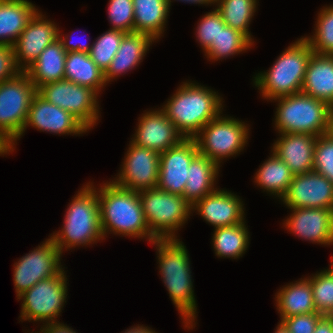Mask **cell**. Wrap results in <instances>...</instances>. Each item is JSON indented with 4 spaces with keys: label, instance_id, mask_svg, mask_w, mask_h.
Wrapping results in <instances>:
<instances>
[{
    "label": "cell",
    "instance_id": "2",
    "mask_svg": "<svg viewBox=\"0 0 333 333\" xmlns=\"http://www.w3.org/2000/svg\"><path fill=\"white\" fill-rule=\"evenodd\" d=\"M99 185L97 194L104 238L115 234L146 239L150 243L157 239L149 230L137 191L120 187L112 179Z\"/></svg>",
    "mask_w": 333,
    "mask_h": 333
},
{
    "label": "cell",
    "instance_id": "43",
    "mask_svg": "<svg viewBox=\"0 0 333 333\" xmlns=\"http://www.w3.org/2000/svg\"><path fill=\"white\" fill-rule=\"evenodd\" d=\"M34 333H78L73 328L67 326V324L58 322H49L41 325L40 331Z\"/></svg>",
    "mask_w": 333,
    "mask_h": 333
},
{
    "label": "cell",
    "instance_id": "39",
    "mask_svg": "<svg viewBox=\"0 0 333 333\" xmlns=\"http://www.w3.org/2000/svg\"><path fill=\"white\" fill-rule=\"evenodd\" d=\"M225 25V22L216 8H213V11L203 15L198 22L195 32L196 40L202 50L205 51L212 44V41L216 40L220 28H223Z\"/></svg>",
    "mask_w": 333,
    "mask_h": 333
},
{
    "label": "cell",
    "instance_id": "33",
    "mask_svg": "<svg viewBox=\"0 0 333 333\" xmlns=\"http://www.w3.org/2000/svg\"><path fill=\"white\" fill-rule=\"evenodd\" d=\"M254 44L245 34L225 25L220 28L216 40H213L212 44L203 52L209 61H220L224 58L226 60L228 56L244 53Z\"/></svg>",
    "mask_w": 333,
    "mask_h": 333
},
{
    "label": "cell",
    "instance_id": "25",
    "mask_svg": "<svg viewBox=\"0 0 333 333\" xmlns=\"http://www.w3.org/2000/svg\"><path fill=\"white\" fill-rule=\"evenodd\" d=\"M37 11L29 0H0V45L13 46Z\"/></svg>",
    "mask_w": 333,
    "mask_h": 333
},
{
    "label": "cell",
    "instance_id": "48",
    "mask_svg": "<svg viewBox=\"0 0 333 333\" xmlns=\"http://www.w3.org/2000/svg\"><path fill=\"white\" fill-rule=\"evenodd\" d=\"M273 333H290V332L285 328V326L281 322H279Z\"/></svg>",
    "mask_w": 333,
    "mask_h": 333
},
{
    "label": "cell",
    "instance_id": "49",
    "mask_svg": "<svg viewBox=\"0 0 333 333\" xmlns=\"http://www.w3.org/2000/svg\"><path fill=\"white\" fill-rule=\"evenodd\" d=\"M331 272H332V274H333V256H331V264H330V266H329V268H328Z\"/></svg>",
    "mask_w": 333,
    "mask_h": 333
},
{
    "label": "cell",
    "instance_id": "21",
    "mask_svg": "<svg viewBox=\"0 0 333 333\" xmlns=\"http://www.w3.org/2000/svg\"><path fill=\"white\" fill-rule=\"evenodd\" d=\"M317 136L302 133L279 134L271 151L290 168L293 175L313 171Z\"/></svg>",
    "mask_w": 333,
    "mask_h": 333
},
{
    "label": "cell",
    "instance_id": "36",
    "mask_svg": "<svg viewBox=\"0 0 333 333\" xmlns=\"http://www.w3.org/2000/svg\"><path fill=\"white\" fill-rule=\"evenodd\" d=\"M311 283L316 311L333 316V274L327 268L306 277Z\"/></svg>",
    "mask_w": 333,
    "mask_h": 333
},
{
    "label": "cell",
    "instance_id": "13",
    "mask_svg": "<svg viewBox=\"0 0 333 333\" xmlns=\"http://www.w3.org/2000/svg\"><path fill=\"white\" fill-rule=\"evenodd\" d=\"M160 154L130 141L114 183L132 191L156 188L159 180Z\"/></svg>",
    "mask_w": 333,
    "mask_h": 333
},
{
    "label": "cell",
    "instance_id": "42",
    "mask_svg": "<svg viewBox=\"0 0 333 333\" xmlns=\"http://www.w3.org/2000/svg\"><path fill=\"white\" fill-rule=\"evenodd\" d=\"M71 36H72L71 34L64 35L60 32V30L58 31V40L61 42L66 52H76V51L86 52V53L90 52L93 44L90 43L87 44V42L85 43L84 41L74 43L73 37L71 38ZM87 39H89V37Z\"/></svg>",
    "mask_w": 333,
    "mask_h": 333
},
{
    "label": "cell",
    "instance_id": "26",
    "mask_svg": "<svg viewBox=\"0 0 333 333\" xmlns=\"http://www.w3.org/2000/svg\"><path fill=\"white\" fill-rule=\"evenodd\" d=\"M220 167L200 153L192 159L183 192V197L191 205L217 189L216 178L219 175Z\"/></svg>",
    "mask_w": 333,
    "mask_h": 333
},
{
    "label": "cell",
    "instance_id": "6",
    "mask_svg": "<svg viewBox=\"0 0 333 333\" xmlns=\"http://www.w3.org/2000/svg\"><path fill=\"white\" fill-rule=\"evenodd\" d=\"M274 127L279 134L320 136L328 132L329 105L302 92L274 99Z\"/></svg>",
    "mask_w": 333,
    "mask_h": 333
},
{
    "label": "cell",
    "instance_id": "47",
    "mask_svg": "<svg viewBox=\"0 0 333 333\" xmlns=\"http://www.w3.org/2000/svg\"><path fill=\"white\" fill-rule=\"evenodd\" d=\"M333 137V105L329 107L328 132Z\"/></svg>",
    "mask_w": 333,
    "mask_h": 333
},
{
    "label": "cell",
    "instance_id": "10",
    "mask_svg": "<svg viewBox=\"0 0 333 333\" xmlns=\"http://www.w3.org/2000/svg\"><path fill=\"white\" fill-rule=\"evenodd\" d=\"M65 272L63 269L59 274L39 281L17 297L18 301L22 300L20 321L58 322L68 295Z\"/></svg>",
    "mask_w": 333,
    "mask_h": 333
},
{
    "label": "cell",
    "instance_id": "38",
    "mask_svg": "<svg viewBox=\"0 0 333 333\" xmlns=\"http://www.w3.org/2000/svg\"><path fill=\"white\" fill-rule=\"evenodd\" d=\"M313 171L322 174L333 183V137L328 133L317 137Z\"/></svg>",
    "mask_w": 333,
    "mask_h": 333
},
{
    "label": "cell",
    "instance_id": "12",
    "mask_svg": "<svg viewBox=\"0 0 333 333\" xmlns=\"http://www.w3.org/2000/svg\"><path fill=\"white\" fill-rule=\"evenodd\" d=\"M62 256L49 237L36 249L14 262L13 282L16 296H20L39 281L59 274L65 268L61 265Z\"/></svg>",
    "mask_w": 333,
    "mask_h": 333
},
{
    "label": "cell",
    "instance_id": "29",
    "mask_svg": "<svg viewBox=\"0 0 333 333\" xmlns=\"http://www.w3.org/2000/svg\"><path fill=\"white\" fill-rule=\"evenodd\" d=\"M64 79L81 86L89 87L98 94L107 85L104 72L86 52H67Z\"/></svg>",
    "mask_w": 333,
    "mask_h": 333
},
{
    "label": "cell",
    "instance_id": "14",
    "mask_svg": "<svg viewBox=\"0 0 333 333\" xmlns=\"http://www.w3.org/2000/svg\"><path fill=\"white\" fill-rule=\"evenodd\" d=\"M36 128L38 131L54 133L58 135H83L89 130L72 114L60 107L47 102L38 93L31 101L27 120L22 131V135L8 148V152L15 150L17 141L22 138L27 127ZM83 133V134H82Z\"/></svg>",
    "mask_w": 333,
    "mask_h": 333
},
{
    "label": "cell",
    "instance_id": "22",
    "mask_svg": "<svg viewBox=\"0 0 333 333\" xmlns=\"http://www.w3.org/2000/svg\"><path fill=\"white\" fill-rule=\"evenodd\" d=\"M301 92L333 105V55L311 54Z\"/></svg>",
    "mask_w": 333,
    "mask_h": 333
},
{
    "label": "cell",
    "instance_id": "37",
    "mask_svg": "<svg viewBox=\"0 0 333 333\" xmlns=\"http://www.w3.org/2000/svg\"><path fill=\"white\" fill-rule=\"evenodd\" d=\"M108 19L112 24L110 29L125 33L134 32V6L132 0H109Z\"/></svg>",
    "mask_w": 333,
    "mask_h": 333
},
{
    "label": "cell",
    "instance_id": "27",
    "mask_svg": "<svg viewBox=\"0 0 333 333\" xmlns=\"http://www.w3.org/2000/svg\"><path fill=\"white\" fill-rule=\"evenodd\" d=\"M275 301L281 321L287 317L317 312L311 283L305 277L282 286L275 295Z\"/></svg>",
    "mask_w": 333,
    "mask_h": 333
},
{
    "label": "cell",
    "instance_id": "18",
    "mask_svg": "<svg viewBox=\"0 0 333 333\" xmlns=\"http://www.w3.org/2000/svg\"><path fill=\"white\" fill-rule=\"evenodd\" d=\"M138 119L137 128L130 141L139 147L160 154L185 139L160 108L146 111Z\"/></svg>",
    "mask_w": 333,
    "mask_h": 333
},
{
    "label": "cell",
    "instance_id": "5",
    "mask_svg": "<svg viewBox=\"0 0 333 333\" xmlns=\"http://www.w3.org/2000/svg\"><path fill=\"white\" fill-rule=\"evenodd\" d=\"M313 50L302 36L290 44L269 70L256 73L253 85L267 101L300 93Z\"/></svg>",
    "mask_w": 333,
    "mask_h": 333
},
{
    "label": "cell",
    "instance_id": "32",
    "mask_svg": "<svg viewBox=\"0 0 333 333\" xmlns=\"http://www.w3.org/2000/svg\"><path fill=\"white\" fill-rule=\"evenodd\" d=\"M257 5V0H215V8L225 24L245 34L253 43L249 25Z\"/></svg>",
    "mask_w": 333,
    "mask_h": 333
},
{
    "label": "cell",
    "instance_id": "41",
    "mask_svg": "<svg viewBox=\"0 0 333 333\" xmlns=\"http://www.w3.org/2000/svg\"><path fill=\"white\" fill-rule=\"evenodd\" d=\"M22 70L17 66L14 48L11 45H0V83L17 76Z\"/></svg>",
    "mask_w": 333,
    "mask_h": 333
},
{
    "label": "cell",
    "instance_id": "23",
    "mask_svg": "<svg viewBox=\"0 0 333 333\" xmlns=\"http://www.w3.org/2000/svg\"><path fill=\"white\" fill-rule=\"evenodd\" d=\"M156 42L151 36L143 33H127L107 71L104 73L106 83L135 69L143 61L150 45Z\"/></svg>",
    "mask_w": 333,
    "mask_h": 333
},
{
    "label": "cell",
    "instance_id": "4",
    "mask_svg": "<svg viewBox=\"0 0 333 333\" xmlns=\"http://www.w3.org/2000/svg\"><path fill=\"white\" fill-rule=\"evenodd\" d=\"M93 184L87 182L78 190L66 209L61 230L50 234L61 254L64 249L91 246L105 239L100 223L97 187Z\"/></svg>",
    "mask_w": 333,
    "mask_h": 333
},
{
    "label": "cell",
    "instance_id": "45",
    "mask_svg": "<svg viewBox=\"0 0 333 333\" xmlns=\"http://www.w3.org/2000/svg\"><path fill=\"white\" fill-rule=\"evenodd\" d=\"M122 333H158V332H155V330L151 329L150 327L138 324L133 327H130L129 329H126V331H123Z\"/></svg>",
    "mask_w": 333,
    "mask_h": 333
},
{
    "label": "cell",
    "instance_id": "31",
    "mask_svg": "<svg viewBox=\"0 0 333 333\" xmlns=\"http://www.w3.org/2000/svg\"><path fill=\"white\" fill-rule=\"evenodd\" d=\"M245 223L246 221L233 226L214 229L212 245L215 256L238 259L245 254L250 242L249 231Z\"/></svg>",
    "mask_w": 333,
    "mask_h": 333
},
{
    "label": "cell",
    "instance_id": "1",
    "mask_svg": "<svg viewBox=\"0 0 333 333\" xmlns=\"http://www.w3.org/2000/svg\"><path fill=\"white\" fill-rule=\"evenodd\" d=\"M158 268L169 297L175 305L185 329L192 330L197 322V302L194 295L191 265L186 246L177 238H157Z\"/></svg>",
    "mask_w": 333,
    "mask_h": 333
},
{
    "label": "cell",
    "instance_id": "16",
    "mask_svg": "<svg viewBox=\"0 0 333 333\" xmlns=\"http://www.w3.org/2000/svg\"><path fill=\"white\" fill-rule=\"evenodd\" d=\"M196 141L185 138L178 145L160 153L157 187L166 192L183 196L192 159L198 154Z\"/></svg>",
    "mask_w": 333,
    "mask_h": 333
},
{
    "label": "cell",
    "instance_id": "30",
    "mask_svg": "<svg viewBox=\"0 0 333 333\" xmlns=\"http://www.w3.org/2000/svg\"><path fill=\"white\" fill-rule=\"evenodd\" d=\"M271 153L270 157L255 172L254 182L263 191L281 200L286 194L294 175L284 161L274 152L271 151Z\"/></svg>",
    "mask_w": 333,
    "mask_h": 333
},
{
    "label": "cell",
    "instance_id": "8",
    "mask_svg": "<svg viewBox=\"0 0 333 333\" xmlns=\"http://www.w3.org/2000/svg\"><path fill=\"white\" fill-rule=\"evenodd\" d=\"M35 85L22 71L0 83V142L8 149L22 135Z\"/></svg>",
    "mask_w": 333,
    "mask_h": 333
},
{
    "label": "cell",
    "instance_id": "20",
    "mask_svg": "<svg viewBox=\"0 0 333 333\" xmlns=\"http://www.w3.org/2000/svg\"><path fill=\"white\" fill-rule=\"evenodd\" d=\"M244 204L240 196L229 190L217 188L192 205L202 219L214 229L233 226L245 221Z\"/></svg>",
    "mask_w": 333,
    "mask_h": 333
},
{
    "label": "cell",
    "instance_id": "9",
    "mask_svg": "<svg viewBox=\"0 0 333 333\" xmlns=\"http://www.w3.org/2000/svg\"><path fill=\"white\" fill-rule=\"evenodd\" d=\"M221 112L194 137L198 152L219 166L223 160L238 155L248 144L249 126L242 120Z\"/></svg>",
    "mask_w": 333,
    "mask_h": 333
},
{
    "label": "cell",
    "instance_id": "19",
    "mask_svg": "<svg viewBox=\"0 0 333 333\" xmlns=\"http://www.w3.org/2000/svg\"><path fill=\"white\" fill-rule=\"evenodd\" d=\"M283 225L298 238L321 245H333V209L288 208Z\"/></svg>",
    "mask_w": 333,
    "mask_h": 333
},
{
    "label": "cell",
    "instance_id": "3",
    "mask_svg": "<svg viewBox=\"0 0 333 333\" xmlns=\"http://www.w3.org/2000/svg\"><path fill=\"white\" fill-rule=\"evenodd\" d=\"M161 106L184 138H193L208 122L223 112V98L195 81L182 82Z\"/></svg>",
    "mask_w": 333,
    "mask_h": 333
},
{
    "label": "cell",
    "instance_id": "40",
    "mask_svg": "<svg viewBox=\"0 0 333 333\" xmlns=\"http://www.w3.org/2000/svg\"><path fill=\"white\" fill-rule=\"evenodd\" d=\"M323 315L319 312L306 313L284 318L281 322L290 333H314L318 320Z\"/></svg>",
    "mask_w": 333,
    "mask_h": 333
},
{
    "label": "cell",
    "instance_id": "35",
    "mask_svg": "<svg viewBox=\"0 0 333 333\" xmlns=\"http://www.w3.org/2000/svg\"><path fill=\"white\" fill-rule=\"evenodd\" d=\"M127 33L109 29L93 41L89 52L90 58L105 73L116 55L123 37Z\"/></svg>",
    "mask_w": 333,
    "mask_h": 333
},
{
    "label": "cell",
    "instance_id": "7",
    "mask_svg": "<svg viewBox=\"0 0 333 333\" xmlns=\"http://www.w3.org/2000/svg\"><path fill=\"white\" fill-rule=\"evenodd\" d=\"M145 219L156 238H177L192 214V205L180 195L158 187L139 191Z\"/></svg>",
    "mask_w": 333,
    "mask_h": 333
},
{
    "label": "cell",
    "instance_id": "24",
    "mask_svg": "<svg viewBox=\"0 0 333 333\" xmlns=\"http://www.w3.org/2000/svg\"><path fill=\"white\" fill-rule=\"evenodd\" d=\"M66 55L61 42L56 40L24 70L37 90L41 86L64 79Z\"/></svg>",
    "mask_w": 333,
    "mask_h": 333
},
{
    "label": "cell",
    "instance_id": "17",
    "mask_svg": "<svg viewBox=\"0 0 333 333\" xmlns=\"http://www.w3.org/2000/svg\"><path fill=\"white\" fill-rule=\"evenodd\" d=\"M45 18V14L38 10L13 45L16 64L22 71L30 66L47 46L58 40L59 26Z\"/></svg>",
    "mask_w": 333,
    "mask_h": 333
},
{
    "label": "cell",
    "instance_id": "11",
    "mask_svg": "<svg viewBox=\"0 0 333 333\" xmlns=\"http://www.w3.org/2000/svg\"><path fill=\"white\" fill-rule=\"evenodd\" d=\"M37 93L47 102L72 114L88 130L97 125L100 110L99 94L95 90L63 79L41 86Z\"/></svg>",
    "mask_w": 333,
    "mask_h": 333
},
{
    "label": "cell",
    "instance_id": "46",
    "mask_svg": "<svg viewBox=\"0 0 333 333\" xmlns=\"http://www.w3.org/2000/svg\"><path fill=\"white\" fill-rule=\"evenodd\" d=\"M174 1H176V0H174ZM177 1H181V2H187V3H189V4H198V5H204V6H208V5H215V0H177ZM168 2H169V5H170V7H171V3L173 2V0H168Z\"/></svg>",
    "mask_w": 333,
    "mask_h": 333
},
{
    "label": "cell",
    "instance_id": "44",
    "mask_svg": "<svg viewBox=\"0 0 333 333\" xmlns=\"http://www.w3.org/2000/svg\"><path fill=\"white\" fill-rule=\"evenodd\" d=\"M314 333H333V316L323 315L318 320Z\"/></svg>",
    "mask_w": 333,
    "mask_h": 333
},
{
    "label": "cell",
    "instance_id": "34",
    "mask_svg": "<svg viewBox=\"0 0 333 333\" xmlns=\"http://www.w3.org/2000/svg\"><path fill=\"white\" fill-rule=\"evenodd\" d=\"M315 26L314 34L304 38L314 53L333 55V5L321 8Z\"/></svg>",
    "mask_w": 333,
    "mask_h": 333
},
{
    "label": "cell",
    "instance_id": "15",
    "mask_svg": "<svg viewBox=\"0 0 333 333\" xmlns=\"http://www.w3.org/2000/svg\"><path fill=\"white\" fill-rule=\"evenodd\" d=\"M281 201L287 208L333 209V183L315 171L294 175Z\"/></svg>",
    "mask_w": 333,
    "mask_h": 333
},
{
    "label": "cell",
    "instance_id": "28",
    "mask_svg": "<svg viewBox=\"0 0 333 333\" xmlns=\"http://www.w3.org/2000/svg\"><path fill=\"white\" fill-rule=\"evenodd\" d=\"M134 32L151 36L156 42L164 34L170 5L168 0H132Z\"/></svg>",
    "mask_w": 333,
    "mask_h": 333
}]
</instances>
